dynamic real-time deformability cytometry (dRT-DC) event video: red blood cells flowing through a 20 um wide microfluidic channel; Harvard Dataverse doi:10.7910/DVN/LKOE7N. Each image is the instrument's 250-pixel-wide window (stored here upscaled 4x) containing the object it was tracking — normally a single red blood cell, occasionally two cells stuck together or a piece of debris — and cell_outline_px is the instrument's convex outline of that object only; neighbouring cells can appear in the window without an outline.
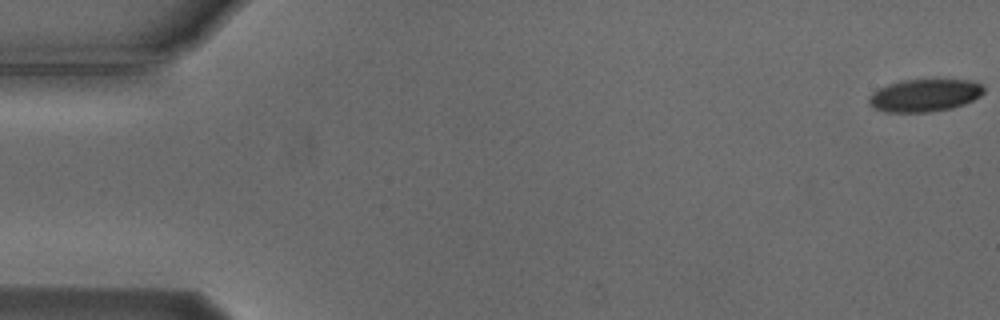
{"species": "Egyptian fruit bat (a non-hibernating species)", "species_latin": "Rousettus aegyptiacus", "temperature_condition": "cold", "stored_images_in_passage": 17, "camera_frame_rate_fps": 3000, "um_per_image_px": 0.085, "animal": {"sex": "male"}, "frame": {"image": 1, "passage_image": 1, "time_ms": 0.0, "image_size_px": [1000, 320], "cell_outline_px": [[984, 92], [980, 96], [964, 104], [952, 108], [928, 112], [884, 112], [872, 108], [868, 104], [868, 100], [872, 92], [888, 84], [900, 80], [972, 80], [980, 84], [984, 88]], "centroid_in_image_um": [78.56, 8.11], "position_along_channel_um": 6.4, "area_um2": 21.85}}
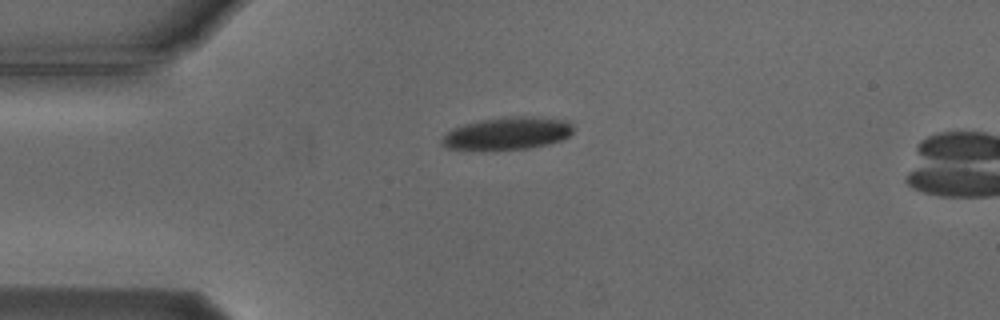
{"frame": {"image": 2, "passage_image": 14, "time_ms": 4.333, "image_size_px": [1000, 320], "cell_outline_px": [[572, 132], [564, 140], [548, 144], [528, 148], [448, 148], [440, 144], [440, 140], [452, 128], [464, 124], [480, 120], [504, 116], [532, 116], [572, 120]], "centroid_in_image_um": [43.2, 11.29], "position_along_channel_um": 41.8, "area_um2": 24.68}}